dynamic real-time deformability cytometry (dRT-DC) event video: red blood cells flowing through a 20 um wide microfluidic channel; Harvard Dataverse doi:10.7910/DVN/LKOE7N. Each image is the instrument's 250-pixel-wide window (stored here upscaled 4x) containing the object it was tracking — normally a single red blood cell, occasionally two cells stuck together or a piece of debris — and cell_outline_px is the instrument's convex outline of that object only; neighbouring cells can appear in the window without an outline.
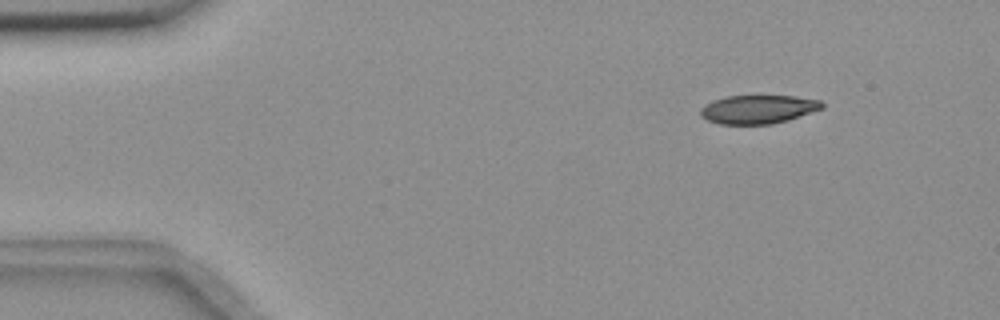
{"species": "common noctule bat (a hibernating species)", "species_latin": "Nyctalus noctula", "temperature_condition": "room temperature", "stored_images_in_passage": 50, "camera_frame_rate_fps": 3000, "um_per_image_px": 0.085, "animal": {"sex": "female", "body_mass_g": 18.4}, "frame": {"image": 1, "passage_image": 1, "time_ms": 0.0, "image_size_px": [1000, 320], "cell_outline_px": [[824, 108], [788, 120], [772, 124], [720, 124], [708, 120], [700, 116], [700, 108], [704, 104], [712, 100], [724, 96], [796, 96], [820, 100], [824, 104]], "centroid_in_image_um": [64.42, 9.28], "position_along_channel_um": 20.6, "area_um2": 20.4}}
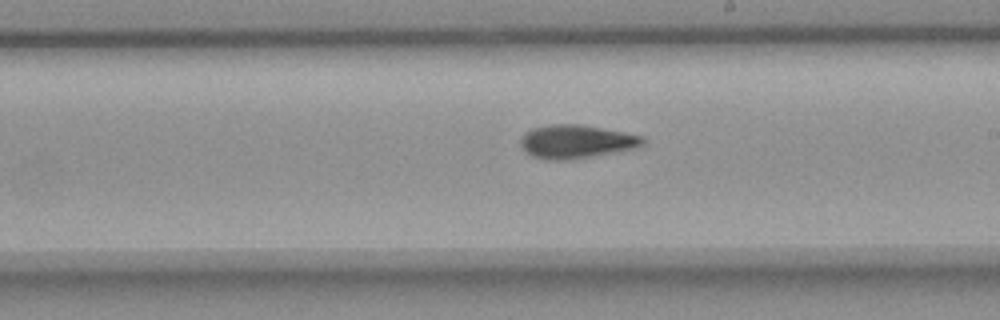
{"frame": {"image": 2, "passage_image": 26, "time_ms": 8.333, "image_size_px": [1000, 320], "cell_outline_px": [[644, 144], [632, 148], [572, 160], [548, 160], [532, 156], [524, 152], [520, 144], [520, 140], [524, 132], [532, 128], [552, 124], [580, 124], [624, 132], [644, 136]], "centroid_in_image_um": [48.92, 12.03], "position_along_channel_um": 240.1, "area_um2": 23.81}}
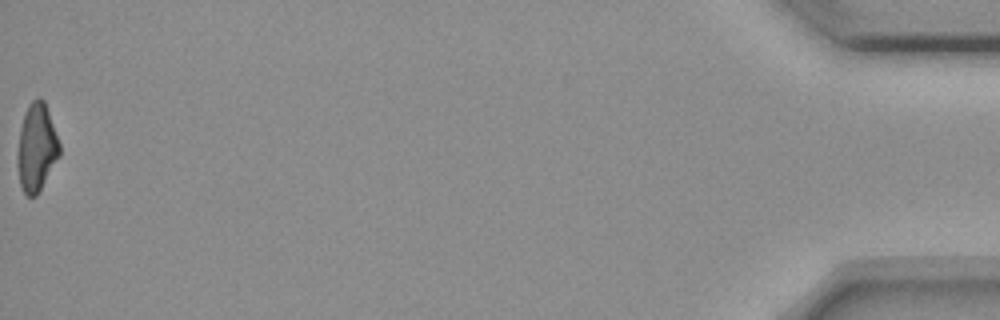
{"frame": {"image": 3, "passage_image": 50, "time_ms": 16.333, "image_size_px": [1000, 320], "cell_outline_px": [[60, 156], [36, 196], [28, 196], [24, 192], [20, 184], [16, 164], [16, 156], [20, 128], [28, 104], [36, 96], [40, 96], [44, 100], [60, 144]], "centroid_in_image_um": [3.09, 12.53], "position_along_channel_um": 432.1, "area_um2": 21.62}, "authors_computed_cell_mechanics": {"area_um2": 22.6576, "velocity_mm_per_s": 3.654, "shape_relaxation_time_tau1_ms": 7.7185, "shape_relaxation_time_tau2_ms": 6.4188, "deformation_change_tau1": 0.1942, "deformation_change_tau2": 0.1355}}